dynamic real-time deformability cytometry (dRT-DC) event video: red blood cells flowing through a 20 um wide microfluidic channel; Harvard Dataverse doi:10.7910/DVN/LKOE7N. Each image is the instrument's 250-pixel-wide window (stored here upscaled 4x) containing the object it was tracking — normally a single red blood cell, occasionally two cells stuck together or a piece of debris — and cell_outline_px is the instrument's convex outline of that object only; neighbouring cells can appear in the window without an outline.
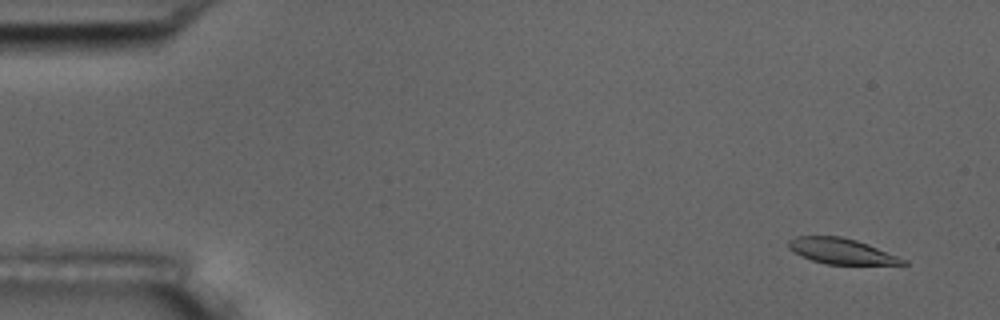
{"species": "common noctule bat (a hibernating species)", "species_latin": "Nyctalus noctula", "temperature_condition": "room temperature", "stored_images_in_passage": 5, "camera_frame_rate_fps": 3000, "um_per_image_px": 0.085, "animal": {"sex": "male", "body_mass_g": 17.5, "forearm_length_mm": 52.3}, "frame": {"image": 1, "passage_image": 2, "time_ms": 0.333, "image_size_px": [1000, 320], "cell_outline_px": [[908, 264], [828, 264], [812, 260], [788, 248], [788, 240], [796, 236], [840, 236], [856, 240], [868, 244], [908, 260]], "centroid_in_image_um": [71.54, 21.34], "position_along_channel_um": 13.5, "area_um2": 16.82}}
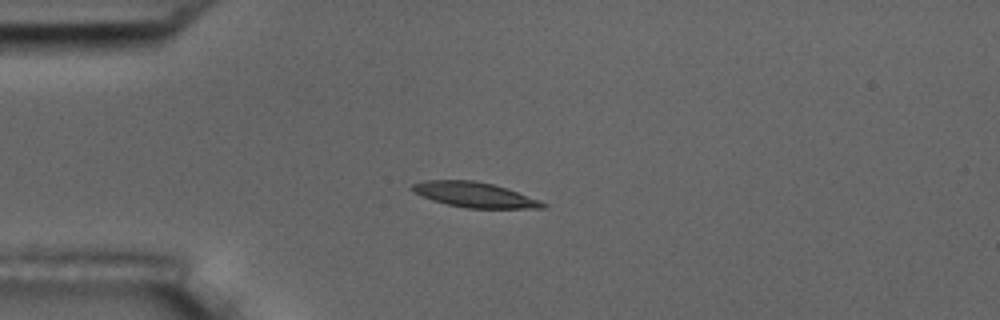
{"frame": {"image": 2, "passage_image": 5, "time_ms": 1.333, "image_size_px": [1000, 320], "cell_outline_px": [[548, 204], [544, 208], [468, 208], [448, 204], [432, 200], [408, 188], [412, 184], [424, 180], [472, 180], [492, 184], [540, 200]], "centroid_in_image_um": [40.32, 16.55], "position_along_channel_um": 44.7, "area_um2": 18.79}}